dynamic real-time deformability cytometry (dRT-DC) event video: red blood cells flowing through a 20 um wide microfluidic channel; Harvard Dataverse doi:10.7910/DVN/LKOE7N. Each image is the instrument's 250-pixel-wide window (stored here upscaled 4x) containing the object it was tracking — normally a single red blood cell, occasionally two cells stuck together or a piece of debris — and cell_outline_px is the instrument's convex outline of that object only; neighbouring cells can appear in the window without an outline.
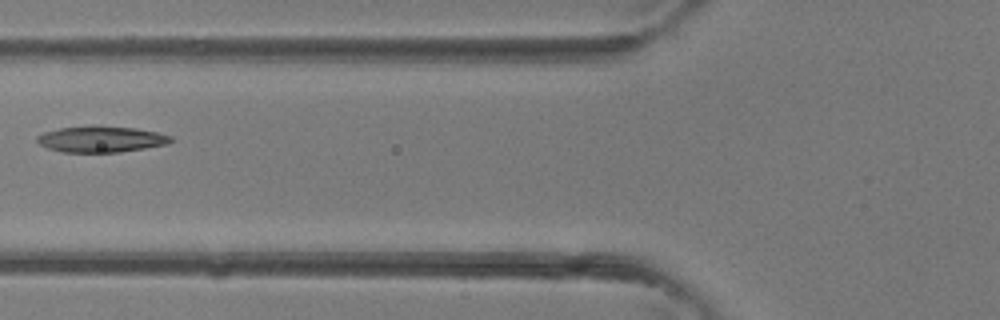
{"species": "common noctule bat (a hibernating species)", "species_latin": "Nyctalus noctula", "temperature_condition": "room temperature", "stored_images_in_passage": 3, "camera_frame_rate_fps": 3000, "um_per_image_px": 0.085, "animal": {"sex": "female"}, "frame": {"image": 1, "passage_image": 3, "time_ms": 0.667, "image_size_px": [1000, 320], "cell_outline_px": [[176, 140], [168, 144], [120, 152], [64, 152], [48, 148], [40, 144], [36, 140], [36, 136], [44, 132], [60, 128], [92, 124], [96, 124], [136, 128], [156, 132], [172, 136]], "centroid_in_image_um": [8.62, 11.8], "position_along_channel_um": 117.2, "area_um2": 20.75}}